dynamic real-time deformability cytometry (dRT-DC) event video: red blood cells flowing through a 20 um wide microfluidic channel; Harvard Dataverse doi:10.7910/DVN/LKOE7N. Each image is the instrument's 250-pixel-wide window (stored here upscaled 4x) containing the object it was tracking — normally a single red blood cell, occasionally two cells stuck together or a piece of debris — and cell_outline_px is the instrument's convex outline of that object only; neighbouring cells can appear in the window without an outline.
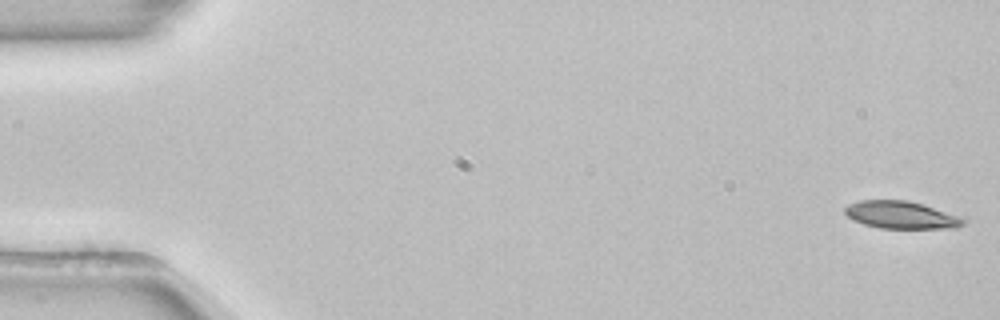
{"species": "common noctule bat (a hibernating species)", "species_latin": "Nyctalus noctula", "temperature_condition": "room temperature", "stored_images_in_passage": 53, "camera_frame_rate_fps": 3000, "um_per_image_px": 0.085, "animal": {"sex": "female", "body_mass_g": 22.7, "forearm_length_mm": 54.2}, "frame": {"image": 1, "passage_image": 1, "time_ms": 0.0, "image_size_px": [1000, 320], "cell_outline_px": [[968, 220], [964, 224], [956, 228], [880, 228], [864, 224], [852, 220], [844, 212], [844, 208], [848, 204], [860, 200], [908, 200]], "centroid_in_image_um": [76.53, 18.27], "position_along_channel_um": 8.5, "area_um2": 18.67}}
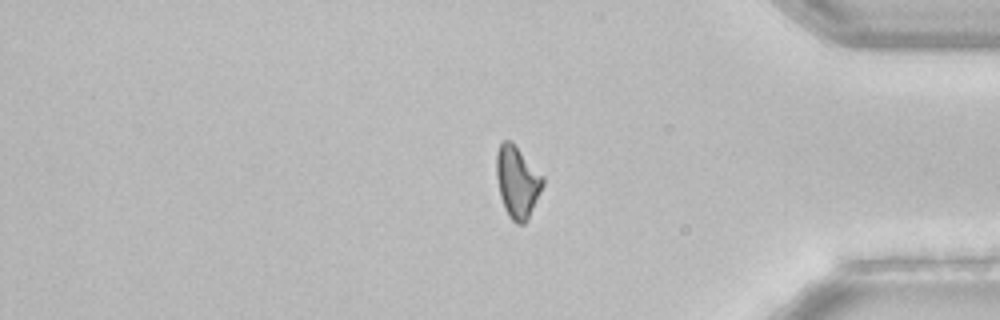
{"frame": {"image": 2, "passage_image": 44, "time_ms": 14.333, "image_size_px": [1000, 320], "cell_outline_px": [[544, 184], [528, 220], [524, 224], [516, 224], [508, 216], [504, 208], [500, 196], [496, 176], [496, 152], [500, 144], [504, 140], [512, 140], [544, 176]], "centroid_in_image_um": [43.97, 15.45], "position_along_channel_um": 391.2, "area_um2": 19.77}}
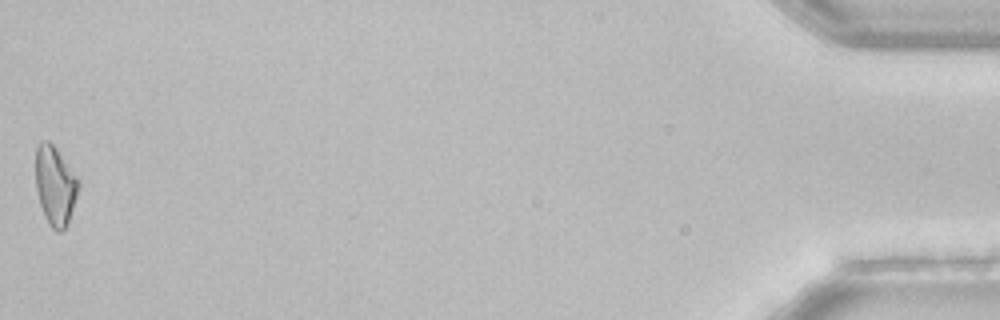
{"frame": {"image": 3, "passage_image": 53, "time_ms": 17.333, "image_size_px": [1000, 320], "cell_outline_px": [[80, 184], [68, 220], [64, 228], [60, 232], [56, 232], [48, 224], [44, 216], [40, 204], [36, 188], [36, 148], [40, 140], [48, 140], [56, 148]], "centroid_in_image_um": [4.65, 15.77], "position_along_channel_um": 430.6, "area_um2": 19.25}, "authors_computed_cell_mechanics": {"area_um2": 19.7676, "velocity_mm_per_s": 3.8774, "shape_relaxation_time_tau1_ms": 5.7339, "shape_relaxation_time_tau2_ms": null, "deformation_change_tau1": 0.1819, "deformation_change_tau2": null}}